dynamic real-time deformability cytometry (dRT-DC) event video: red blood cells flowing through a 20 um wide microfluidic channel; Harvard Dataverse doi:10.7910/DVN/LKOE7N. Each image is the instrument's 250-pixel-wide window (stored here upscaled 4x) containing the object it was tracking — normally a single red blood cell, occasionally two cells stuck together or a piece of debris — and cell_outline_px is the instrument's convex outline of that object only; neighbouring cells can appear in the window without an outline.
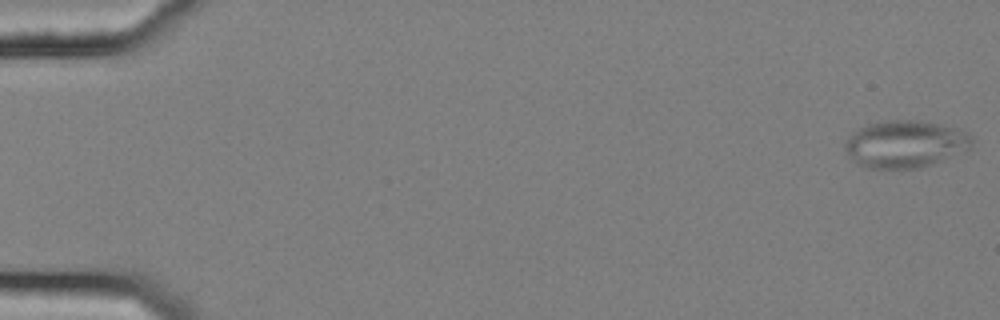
{"species": "common noctule bat (a hibernating species)", "species_latin": "Nyctalus noctula", "temperature_condition": "cold", "stored_images_in_passage": 56, "camera_frame_rate_fps": 3000, "um_per_image_px": 0.085, "animal": {"sex": "female", "body_mass_g": 25.1}, "frame": {"image": 1, "passage_image": 1, "time_ms": 0.0, "image_size_px": [1000, 320], "cell_outline_px": [[976, 140], [972, 148], [932, 164], [920, 168], [868, 168], [860, 164], [844, 148], [844, 144], [848, 136], [852, 132], [868, 124], [888, 120], [916, 120], [940, 124], [956, 128], [968, 132]], "centroid_in_image_um": [77.01, 12.23], "position_along_channel_um": 8.0, "area_um2": 34.91}}
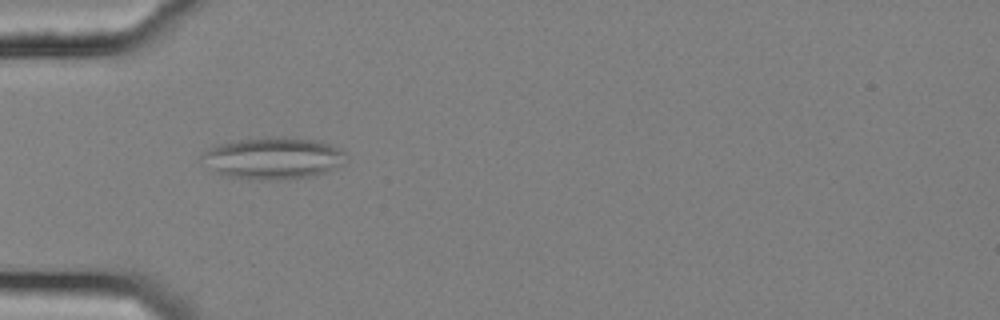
{"frame": {"image": 2, "passage_image": 18, "time_ms": 5.667, "image_size_px": [1000, 320], "cell_outline_px": [[344, 164], [324, 172], [312, 176], [276, 180], [260, 180], [220, 176], [200, 156], [204, 152], [216, 144], [240, 140], [272, 136], [280, 136], [320, 140], [340, 148], [344, 152]], "centroid_in_image_um": [23.23, 13.44], "position_along_channel_um": 61.8, "area_um2": 35.2}}
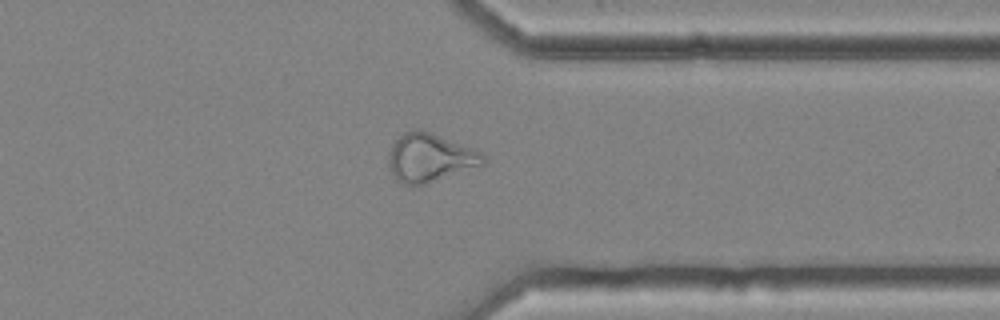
{"frame": {"image": 3, "passage_image": 44, "time_ms": 14.333, "image_size_px": [1000, 320], "cell_outline_px": [[488, 156], [484, 164], [424, 184], [400, 184], [396, 180], [388, 168], [388, 156], [392, 144], [404, 132], [428, 132], [476, 148]], "centroid_in_image_um": [36.56, 13.42], "position_along_channel_um": 374.8, "area_um2": 26.36}, "authors_computed_cell_mechanics": {"area_um2": 28.033, "velocity_mm_per_s": 3.6678, "shape_relaxation_time_tau1_ms": null, "shape_relaxation_time_tau2_ms": 2.878, "deformation_change_tau1": null, "deformation_change_tau2": 0.11}}